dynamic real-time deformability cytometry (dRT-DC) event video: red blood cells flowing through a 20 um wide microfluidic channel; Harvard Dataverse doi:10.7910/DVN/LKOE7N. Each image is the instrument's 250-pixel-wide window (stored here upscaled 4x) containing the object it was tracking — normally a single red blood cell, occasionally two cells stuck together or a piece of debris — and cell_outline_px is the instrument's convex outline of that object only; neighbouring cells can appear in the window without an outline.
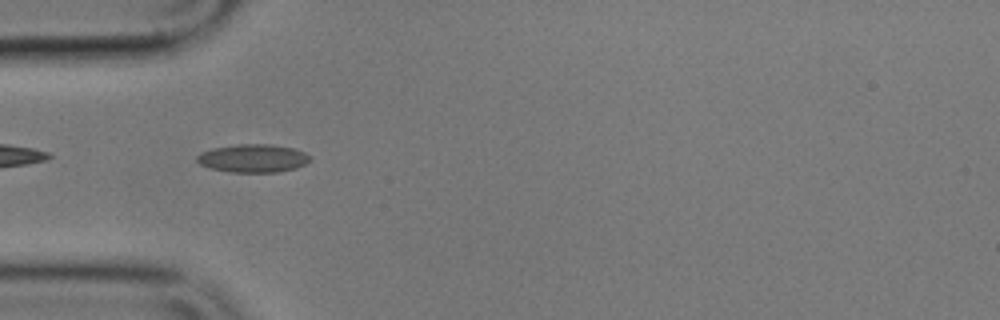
{"species": "common noctule bat (a hibernating species)", "species_latin": "Nyctalus noctula", "temperature_condition": "cold", "stored_images_in_passage": 42, "camera_frame_rate_fps": 3000, "um_per_image_px": 0.085, "animal": {"sex": "male", "body_mass_g": 17.9}, "frame": {"image": 1, "passage_image": 2, "time_ms": 0.333, "image_size_px": [1000, 320], "cell_outline_px": [[312, 160], [296, 168], [276, 172], [232, 172], [212, 168], [200, 164], [196, 160], [196, 156], [200, 152], [212, 148], [236, 144], [272, 144], [292, 148], [304, 152], [312, 156]], "centroid_in_image_um": [21.52, 13.44], "position_along_channel_um": 63.5, "area_um2": 18.61}}
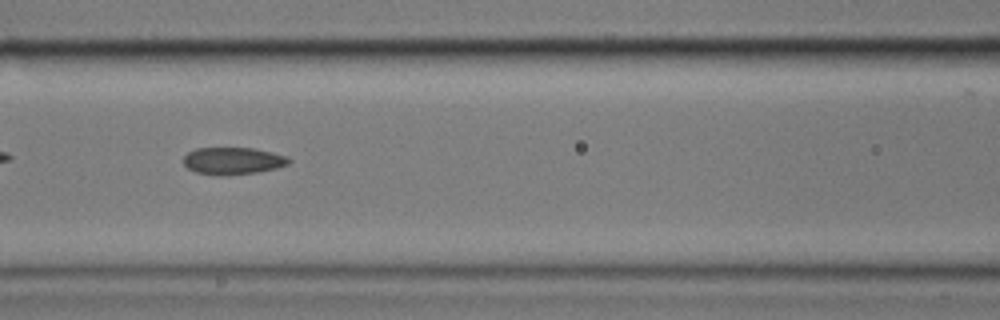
{"frame": {"image": 2, "passage_image": 9, "time_ms": 2.667, "image_size_px": [1000, 320], "cell_outline_px": [[292, 160], [288, 164], [276, 168], [260, 172], [216, 176], [196, 172], [188, 168], [184, 164], [184, 156], [188, 152], [196, 148], [252, 148], [272, 152], [288, 156]], "centroid_in_image_um": [19.81, 13.67], "position_along_channel_um": 146.8, "area_um2": 16.76}}
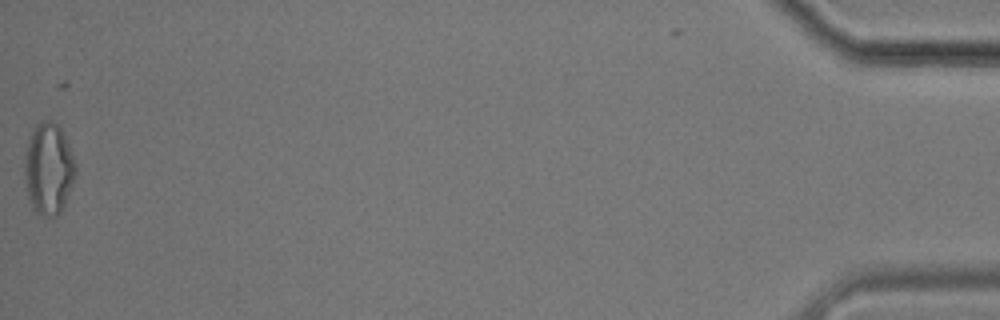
{"frame": {"image": 3, "passage_image": 41, "time_ms": 13.333, "image_size_px": [1000, 320], "cell_outline_px": [[76, 172], [72, 184], [64, 204], [60, 212], [56, 216], [44, 216], [36, 212], [32, 208], [28, 196], [24, 172], [24, 164], [28, 140], [32, 128], [36, 124], [44, 120], [48, 120], [56, 124], [60, 128], [68, 144], [76, 164]], "centroid_in_image_um": [4.11, 14.34], "position_along_channel_um": 431.1, "area_um2": 26.99}, "authors_computed_cell_mechanics": {"area_um2": 16.762, "velocity_mm_per_s": 3.5838, "shape_relaxation_time_tau1_ms": null, "shape_relaxation_time_tau2_ms": 2.5432, "deformation_change_tau1": null, "deformation_change_tau2": 0.09}}